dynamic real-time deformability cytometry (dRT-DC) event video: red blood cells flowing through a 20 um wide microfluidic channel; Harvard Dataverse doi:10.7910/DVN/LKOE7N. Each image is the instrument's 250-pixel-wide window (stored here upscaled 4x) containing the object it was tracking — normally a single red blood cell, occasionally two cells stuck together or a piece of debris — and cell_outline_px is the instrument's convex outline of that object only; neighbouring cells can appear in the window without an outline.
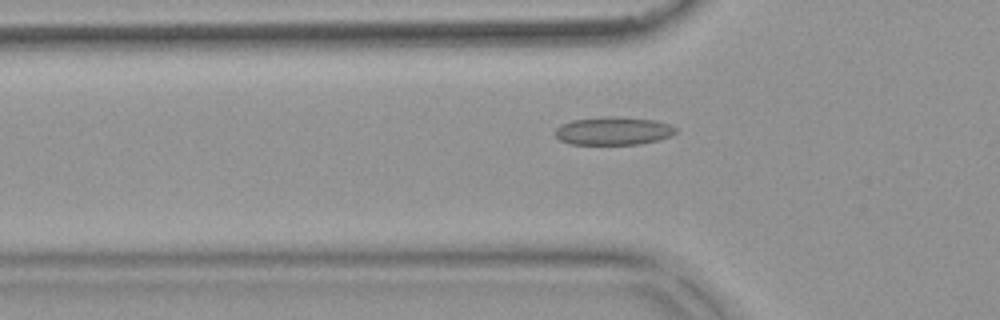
{"species": "common noctule bat (a hibernating species)", "species_latin": "Nyctalus noctula", "temperature_condition": "warm", "stored_images_in_passage": 50, "camera_frame_rate_fps": 3000, "um_per_image_px": 0.085, "animal": {"sex": "female", "body_mass_g": 18.4}, "frame": {"image": 1, "passage_image": 14, "time_ms": 4.333, "image_size_px": [1000, 320], "cell_outline_px": [[676, 132], [672, 136], [656, 140], [636, 144], [572, 144], [560, 140], [556, 136], [556, 128], [560, 124], [572, 120], [604, 116], [616, 116], [656, 120], [668, 124], [676, 128]], "centroid_in_image_um": [52.12, 11.11], "position_along_channel_um": 73.7, "area_um2": 19.71}}
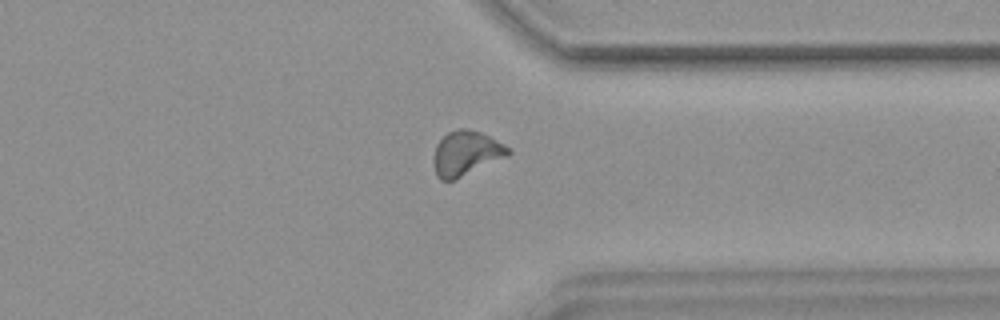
{"frame": {"image": 2, "passage_image": 38, "time_ms": 12.333, "image_size_px": [1000, 320], "cell_outline_px": [[512, 152], [508, 156], [456, 180], [440, 180], [436, 176], [432, 164], [432, 156], [436, 144], [448, 132], [456, 128], [464, 128], [480, 132], [512, 148]], "centroid_in_image_um": [39.59, 13.05], "position_along_channel_um": 371.8, "area_um2": 19.83}}
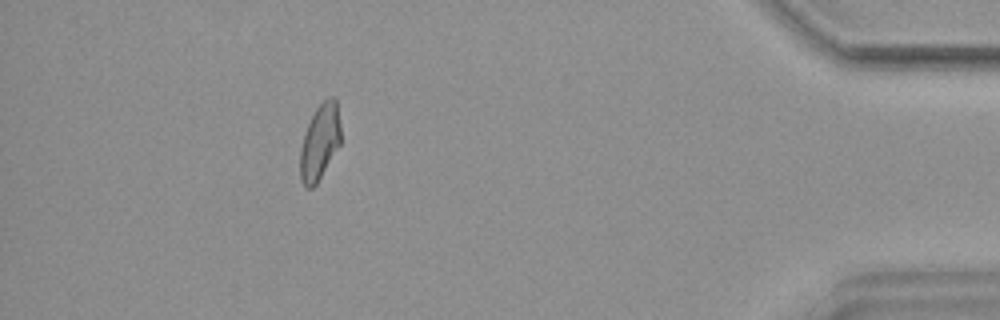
{"frame": {"image": 3, "passage_image": 45, "time_ms": 14.667, "image_size_px": [1000, 320], "cell_outline_px": [[340, 144], [316, 184], [312, 188], [304, 188], [300, 180], [300, 148], [304, 132], [316, 108], [328, 96], [332, 96], [336, 100], [340, 124]], "centroid_in_image_um": [27.16, 12.08], "position_along_channel_um": 408.0, "area_um2": 17.86}, "authors_computed_cell_mechanics": {"area_um2": 18.4382, "velocity_mm_per_s": 3.7539, "shape_relaxation_time_tau1_ms": null, "shape_relaxation_time_tau2_ms": 2.011, "deformation_change_tau1": null, "deformation_change_tau2": 0.09}}